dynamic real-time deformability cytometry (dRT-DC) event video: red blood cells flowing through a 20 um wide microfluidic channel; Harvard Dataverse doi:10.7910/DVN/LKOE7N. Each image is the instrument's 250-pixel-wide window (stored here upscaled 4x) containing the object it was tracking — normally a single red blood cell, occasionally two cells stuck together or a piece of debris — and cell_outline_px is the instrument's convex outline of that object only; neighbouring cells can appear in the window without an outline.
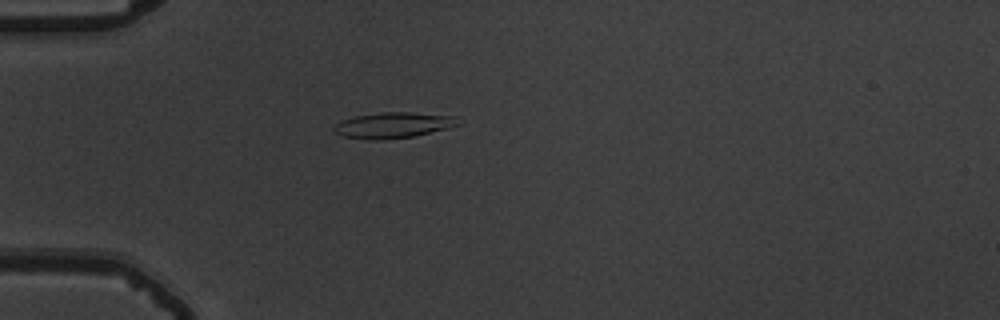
{"species": "common noctule bat (a hibernating species)", "species_latin": "Nyctalus noctula", "temperature_condition": "warm", "stored_images_in_passage": 45, "camera_frame_rate_fps": 3000, "um_per_image_px": 0.085, "animal": {"sex": "male", "body_mass_g": 19.5, "forearm_length_mm": 54.6}, "frame": {"image": 1, "passage_image": 6, "time_ms": 1.667, "image_size_px": [1000, 320], "cell_outline_px": [[460, 124], [412, 136], [384, 140], [372, 140], [344, 136], [332, 132], [332, 128], [340, 120], [356, 116], [384, 112], [408, 112], [452, 116]], "centroid_in_image_um": [33.3, 10.64], "position_along_channel_um": 51.7, "area_um2": 18.21}}
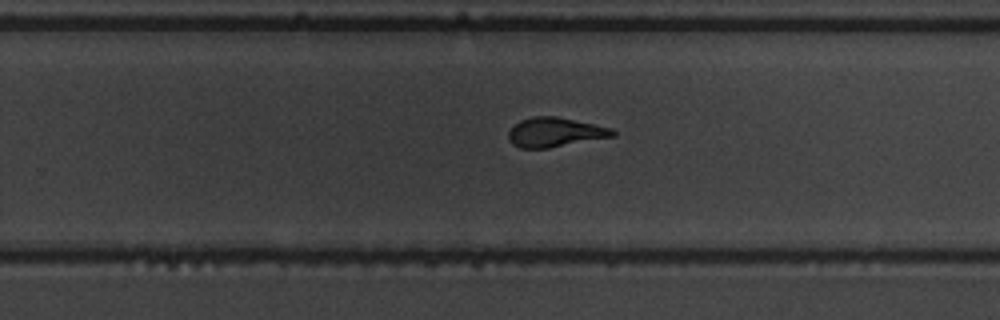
{"frame": {"image": 2, "passage_image": 26, "time_ms": 8.333, "image_size_px": [1000, 320], "cell_outline_px": [[616, 136], [548, 148], [520, 148], [512, 144], [508, 140], [508, 132], [520, 120], [532, 116], [556, 116], [612, 128], [616, 132]], "centroid_in_image_um": [47.17, 11.24], "position_along_channel_um": 282.6, "area_um2": 17.86}}
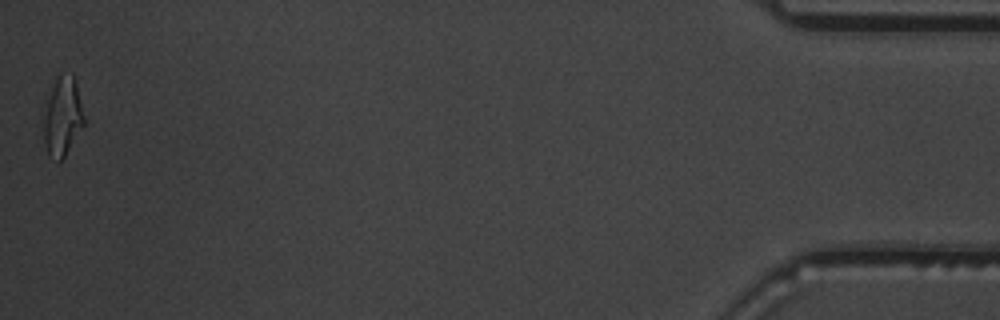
{"frame": {"image": 3, "passage_image": 45, "time_ms": 14.667, "image_size_px": [1000, 320], "cell_outline_px": [[84, 124], [64, 156], [56, 164], [48, 156], [44, 140], [40, 112], [44, 96], [56, 76], [60, 72], [72, 72], [76, 80], [84, 116]], "centroid_in_image_um": [5.22, 9.82], "position_along_channel_um": 430.0, "area_um2": 19.94}, "authors_computed_cell_mechanics": {"area_um2": 17.9758, "velocity_mm_per_s": 3.6885, "shape_relaxation_time_tau1_ms": 4.8728, "shape_relaxation_time_tau2_ms": 1.5326, "deformation_change_tau1": 0.1797, "deformation_change_tau2": 0.0737}}